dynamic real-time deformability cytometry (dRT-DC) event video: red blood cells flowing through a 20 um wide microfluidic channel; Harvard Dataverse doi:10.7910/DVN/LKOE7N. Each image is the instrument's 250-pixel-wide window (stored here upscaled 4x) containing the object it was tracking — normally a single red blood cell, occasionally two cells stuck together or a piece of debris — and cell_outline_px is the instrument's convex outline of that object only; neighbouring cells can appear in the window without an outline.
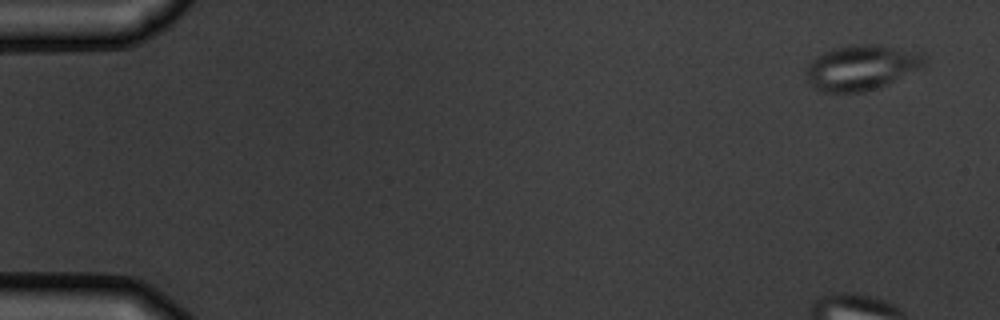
{"species": "common noctule bat (a hibernating species)", "species_latin": "Nyctalus noctula", "temperature_condition": "warm", "stored_images_in_passage": 6, "camera_frame_rate_fps": 3000, "um_per_image_px": 0.085, "animal": {"sex": "male", "body_mass_g": 19.5, "forearm_length_mm": 54.6}, "frame": {"image": 1, "passage_image": 1, "time_ms": 0.0, "image_size_px": [1000, 320], "cell_outline_px": [[924, 68], [864, 92], [824, 92], [808, 84], [804, 72], [808, 64], [816, 56], [832, 48], [856, 44], [876, 44], [924, 52]], "centroid_in_image_um": [73.2, 5.72], "position_along_channel_um": 11.8, "area_um2": 31.27}}